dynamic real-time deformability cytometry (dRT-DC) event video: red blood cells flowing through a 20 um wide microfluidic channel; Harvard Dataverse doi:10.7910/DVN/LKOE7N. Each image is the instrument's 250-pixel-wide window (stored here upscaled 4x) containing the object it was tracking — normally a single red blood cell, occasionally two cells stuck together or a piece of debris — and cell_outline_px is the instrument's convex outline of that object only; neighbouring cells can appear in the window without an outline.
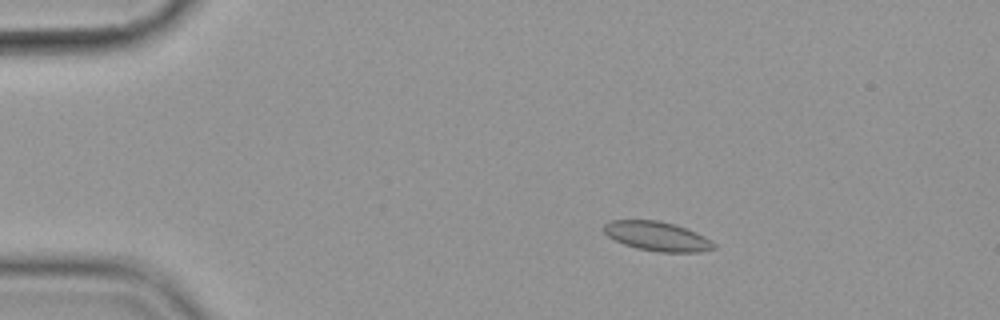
{"species": "common noctule bat (a hibernating species)", "species_latin": "Nyctalus noctula", "temperature_condition": "cold", "stored_images_in_passage": 58, "camera_frame_rate_fps": 3000, "um_per_image_px": 0.085, "animal": {"sex": "female", "body_mass_g": 19.9}, "frame": {"image": 1, "passage_image": 11, "time_ms": 3.333, "image_size_px": [1000, 320], "cell_outline_px": [[716, 248], [700, 252], [660, 252], [636, 248], [624, 244], [608, 236], [604, 232], [604, 224], [612, 220], [656, 220], [672, 224], [696, 232], [712, 240], [716, 244]], "centroid_in_image_um": [55.88, 20.09], "position_along_channel_um": 29.1, "area_um2": 18.67}}
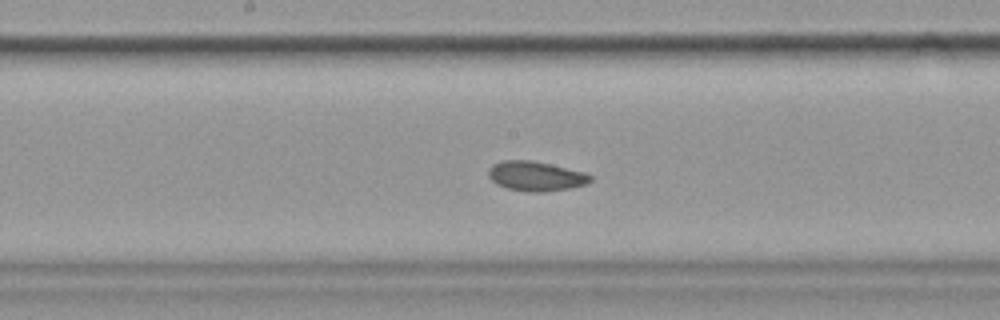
{"frame": {"image": 2, "passage_image": 31, "time_ms": 10.0, "image_size_px": [1000, 320], "cell_outline_px": [[592, 180], [588, 184], [572, 188], [544, 192], [528, 192], [508, 188], [496, 184], [488, 176], [488, 168], [492, 164], [500, 160], [532, 160], [584, 172], [592, 176]], "centroid_in_image_um": [45.54, 14.97], "position_along_channel_um": 202.7, "area_um2": 17.8}}
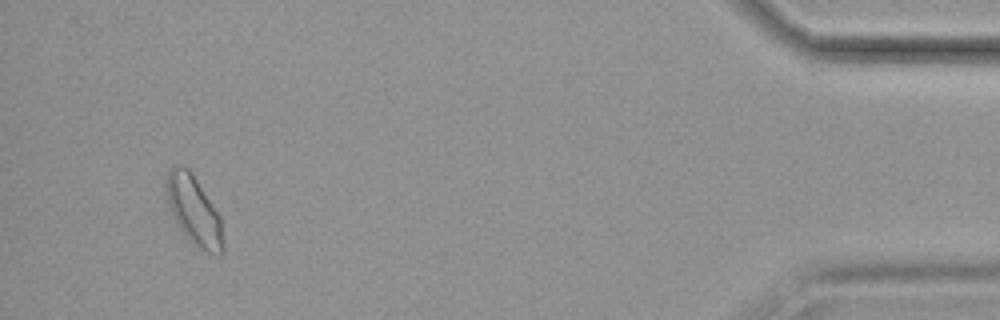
{"frame": {"image": 3, "passage_image": 55, "time_ms": 18.0, "image_size_px": [1000, 320], "cell_outline_px": [[224, 252], [220, 256], [208, 252], [200, 248], [180, 228], [168, 204], [164, 180], [168, 172], [176, 164], [180, 164], [188, 168], [220, 216], [224, 244]], "centroid_in_image_um": [16.49, 17.87], "position_along_channel_um": 418.7, "area_um2": 22.31}, "authors_computed_cell_mechanics": {"area_um2": 18.3515, "velocity_mm_per_s": 3.5438, "shape_relaxation_time_tau1_ms": 10.9111, "shape_relaxation_time_tau2_ms": 2.2083, "deformation_change_tau1": 0.11, "deformation_change_tau2": 0.0424}}